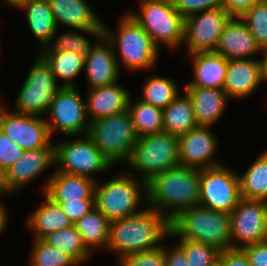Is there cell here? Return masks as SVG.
<instances>
[{
	"mask_svg": "<svg viewBox=\"0 0 267 266\" xmlns=\"http://www.w3.org/2000/svg\"><path fill=\"white\" fill-rule=\"evenodd\" d=\"M200 170L177 166L146 182V206L169 221L182 210L199 205Z\"/></svg>",
	"mask_w": 267,
	"mask_h": 266,
	"instance_id": "1",
	"label": "cell"
},
{
	"mask_svg": "<svg viewBox=\"0 0 267 266\" xmlns=\"http://www.w3.org/2000/svg\"><path fill=\"white\" fill-rule=\"evenodd\" d=\"M170 236V221L145 206L138 214L110 222L107 249L117 260L138 252L149 251L164 244Z\"/></svg>",
	"mask_w": 267,
	"mask_h": 266,
	"instance_id": "2",
	"label": "cell"
},
{
	"mask_svg": "<svg viewBox=\"0 0 267 266\" xmlns=\"http://www.w3.org/2000/svg\"><path fill=\"white\" fill-rule=\"evenodd\" d=\"M117 26L116 30L109 29L103 21L102 33L112 44L120 70L121 66L136 73L153 69L160 54L150 35L128 12L120 17Z\"/></svg>",
	"mask_w": 267,
	"mask_h": 266,
	"instance_id": "3",
	"label": "cell"
},
{
	"mask_svg": "<svg viewBox=\"0 0 267 266\" xmlns=\"http://www.w3.org/2000/svg\"><path fill=\"white\" fill-rule=\"evenodd\" d=\"M202 242L222 251L231 248L230 213L197 205L170 221V236Z\"/></svg>",
	"mask_w": 267,
	"mask_h": 266,
	"instance_id": "4",
	"label": "cell"
},
{
	"mask_svg": "<svg viewBox=\"0 0 267 266\" xmlns=\"http://www.w3.org/2000/svg\"><path fill=\"white\" fill-rule=\"evenodd\" d=\"M125 171L95 184L94 205L110 222L138 214L143 210L138 207L147 204L146 182Z\"/></svg>",
	"mask_w": 267,
	"mask_h": 266,
	"instance_id": "5",
	"label": "cell"
},
{
	"mask_svg": "<svg viewBox=\"0 0 267 266\" xmlns=\"http://www.w3.org/2000/svg\"><path fill=\"white\" fill-rule=\"evenodd\" d=\"M139 13L127 11L150 35L153 43L169 50L181 48L184 43L185 19L175 9L172 0H140Z\"/></svg>",
	"mask_w": 267,
	"mask_h": 266,
	"instance_id": "6",
	"label": "cell"
},
{
	"mask_svg": "<svg viewBox=\"0 0 267 266\" xmlns=\"http://www.w3.org/2000/svg\"><path fill=\"white\" fill-rule=\"evenodd\" d=\"M139 179L147 182L152 176L176 168L179 163L178 136L159 132L138 137L129 160L125 163Z\"/></svg>",
	"mask_w": 267,
	"mask_h": 266,
	"instance_id": "7",
	"label": "cell"
},
{
	"mask_svg": "<svg viewBox=\"0 0 267 266\" xmlns=\"http://www.w3.org/2000/svg\"><path fill=\"white\" fill-rule=\"evenodd\" d=\"M86 135L113 166L129 160L138 140L128 110L91 121Z\"/></svg>",
	"mask_w": 267,
	"mask_h": 266,
	"instance_id": "8",
	"label": "cell"
},
{
	"mask_svg": "<svg viewBox=\"0 0 267 266\" xmlns=\"http://www.w3.org/2000/svg\"><path fill=\"white\" fill-rule=\"evenodd\" d=\"M36 59L28 71L11 110L20 114L44 117L49 110L50 102L61 86L45 59L40 54Z\"/></svg>",
	"mask_w": 267,
	"mask_h": 266,
	"instance_id": "9",
	"label": "cell"
},
{
	"mask_svg": "<svg viewBox=\"0 0 267 266\" xmlns=\"http://www.w3.org/2000/svg\"><path fill=\"white\" fill-rule=\"evenodd\" d=\"M67 137H75L76 140L54 143L55 166H59L55 170L96 179L95 174L106 173L114 167L87 135L78 136L80 139L77 136Z\"/></svg>",
	"mask_w": 267,
	"mask_h": 266,
	"instance_id": "10",
	"label": "cell"
},
{
	"mask_svg": "<svg viewBox=\"0 0 267 266\" xmlns=\"http://www.w3.org/2000/svg\"><path fill=\"white\" fill-rule=\"evenodd\" d=\"M49 119L45 118L51 137L54 132L65 136L86 135L90 121L86 101L78 87H61L50 102Z\"/></svg>",
	"mask_w": 267,
	"mask_h": 266,
	"instance_id": "11",
	"label": "cell"
},
{
	"mask_svg": "<svg viewBox=\"0 0 267 266\" xmlns=\"http://www.w3.org/2000/svg\"><path fill=\"white\" fill-rule=\"evenodd\" d=\"M226 166L200 170V206L231 213L241 200L238 173Z\"/></svg>",
	"mask_w": 267,
	"mask_h": 266,
	"instance_id": "12",
	"label": "cell"
},
{
	"mask_svg": "<svg viewBox=\"0 0 267 266\" xmlns=\"http://www.w3.org/2000/svg\"><path fill=\"white\" fill-rule=\"evenodd\" d=\"M230 225L231 248L267 241V201L242 197L230 213Z\"/></svg>",
	"mask_w": 267,
	"mask_h": 266,
	"instance_id": "13",
	"label": "cell"
},
{
	"mask_svg": "<svg viewBox=\"0 0 267 266\" xmlns=\"http://www.w3.org/2000/svg\"><path fill=\"white\" fill-rule=\"evenodd\" d=\"M45 118L20 114L4 105L0 109V130L25 151L44 148L52 139Z\"/></svg>",
	"mask_w": 267,
	"mask_h": 266,
	"instance_id": "14",
	"label": "cell"
},
{
	"mask_svg": "<svg viewBox=\"0 0 267 266\" xmlns=\"http://www.w3.org/2000/svg\"><path fill=\"white\" fill-rule=\"evenodd\" d=\"M54 143L40 149L26 150L0 178V194H17L40 174H44L46 169L55 168Z\"/></svg>",
	"mask_w": 267,
	"mask_h": 266,
	"instance_id": "15",
	"label": "cell"
},
{
	"mask_svg": "<svg viewBox=\"0 0 267 266\" xmlns=\"http://www.w3.org/2000/svg\"><path fill=\"white\" fill-rule=\"evenodd\" d=\"M230 17L222 7H218L186 18L183 42L187 46L186 54L215 51L223 27Z\"/></svg>",
	"mask_w": 267,
	"mask_h": 266,
	"instance_id": "16",
	"label": "cell"
},
{
	"mask_svg": "<svg viewBox=\"0 0 267 266\" xmlns=\"http://www.w3.org/2000/svg\"><path fill=\"white\" fill-rule=\"evenodd\" d=\"M209 126H196L178 137L180 166L206 169L221 165L215 158L218 139Z\"/></svg>",
	"mask_w": 267,
	"mask_h": 266,
	"instance_id": "17",
	"label": "cell"
},
{
	"mask_svg": "<svg viewBox=\"0 0 267 266\" xmlns=\"http://www.w3.org/2000/svg\"><path fill=\"white\" fill-rule=\"evenodd\" d=\"M96 40L85 57L84 72L88 89L112 85L121 76L110 41L103 33Z\"/></svg>",
	"mask_w": 267,
	"mask_h": 266,
	"instance_id": "18",
	"label": "cell"
},
{
	"mask_svg": "<svg viewBox=\"0 0 267 266\" xmlns=\"http://www.w3.org/2000/svg\"><path fill=\"white\" fill-rule=\"evenodd\" d=\"M215 52L227 60L254 59L252 56L255 54H262L254 36L239 16H231L226 22Z\"/></svg>",
	"mask_w": 267,
	"mask_h": 266,
	"instance_id": "19",
	"label": "cell"
},
{
	"mask_svg": "<svg viewBox=\"0 0 267 266\" xmlns=\"http://www.w3.org/2000/svg\"><path fill=\"white\" fill-rule=\"evenodd\" d=\"M263 83L260 59L228 60L223 89L230 98L246 99Z\"/></svg>",
	"mask_w": 267,
	"mask_h": 266,
	"instance_id": "20",
	"label": "cell"
},
{
	"mask_svg": "<svg viewBox=\"0 0 267 266\" xmlns=\"http://www.w3.org/2000/svg\"><path fill=\"white\" fill-rule=\"evenodd\" d=\"M95 179L54 170L42 185V193L52 201L94 199Z\"/></svg>",
	"mask_w": 267,
	"mask_h": 266,
	"instance_id": "21",
	"label": "cell"
},
{
	"mask_svg": "<svg viewBox=\"0 0 267 266\" xmlns=\"http://www.w3.org/2000/svg\"><path fill=\"white\" fill-rule=\"evenodd\" d=\"M119 83L87 90L86 112L90 122L127 110L131 92Z\"/></svg>",
	"mask_w": 267,
	"mask_h": 266,
	"instance_id": "22",
	"label": "cell"
},
{
	"mask_svg": "<svg viewBox=\"0 0 267 266\" xmlns=\"http://www.w3.org/2000/svg\"><path fill=\"white\" fill-rule=\"evenodd\" d=\"M192 103L198 126H214L224 115L229 97L223 88L184 87Z\"/></svg>",
	"mask_w": 267,
	"mask_h": 266,
	"instance_id": "23",
	"label": "cell"
},
{
	"mask_svg": "<svg viewBox=\"0 0 267 266\" xmlns=\"http://www.w3.org/2000/svg\"><path fill=\"white\" fill-rule=\"evenodd\" d=\"M191 58L193 79L184 87L223 88L228 60L215 51L186 54Z\"/></svg>",
	"mask_w": 267,
	"mask_h": 266,
	"instance_id": "24",
	"label": "cell"
},
{
	"mask_svg": "<svg viewBox=\"0 0 267 266\" xmlns=\"http://www.w3.org/2000/svg\"><path fill=\"white\" fill-rule=\"evenodd\" d=\"M57 28L69 26L83 29H103L100 19L86 0H49Z\"/></svg>",
	"mask_w": 267,
	"mask_h": 266,
	"instance_id": "25",
	"label": "cell"
},
{
	"mask_svg": "<svg viewBox=\"0 0 267 266\" xmlns=\"http://www.w3.org/2000/svg\"><path fill=\"white\" fill-rule=\"evenodd\" d=\"M18 9L26 11L28 27L41 49L49 46L58 32L49 0H26Z\"/></svg>",
	"mask_w": 267,
	"mask_h": 266,
	"instance_id": "26",
	"label": "cell"
},
{
	"mask_svg": "<svg viewBox=\"0 0 267 266\" xmlns=\"http://www.w3.org/2000/svg\"><path fill=\"white\" fill-rule=\"evenodd\" d=\"M44 202L32 211L27 220V226L32 230L33 239H42L48 233L68 228L72 224L62 207L52 201L44 193Z\"/></svg>",
	"mask_w": 267,
	"mask_h": 266,
	"instance_id": "27",
	"label": "cell"
},
{
	"mask_svg": "<svg viewBox=\"0 0 267 266\" xmlns=\"http://www.w3.org/2000/svg\"><path fill=\"white\" fill-rule=\"evenodd\" d=\"M39 54L50 65L51 71L61 87H76L74 79L83 73L82 70L84 71V55L61 50H41ZM58 80L62 81L59 83Z\"/></svg>",
	"mask_w": 267,
	"mask_h": 266,
	"instance_id": "28",
	"label": "cell"
},
{
	"mask_svg": "<svg viewBox=\"0 0 267 266\" xmlns=\"http://www.w3.org/2000/svg\"><path fill=\"white\" fill-rule=\"evenodd\" d=\"M163 131L175 136H181L197 126L194 111L189 96L179 93L178 96L162 109Z\"/></svg>",
	"mask_w": 267,
	"mask_h": 266,
	"instance_id": "29",
	"label": "cell"
},
{
	"mask_svg": "<svg viewBox=\"0 0 267 266\" xmlns=\"http://www.w3.org/2000/svg\"><path fill=\"white\" fill-rule=\"evenodd\" d=\"M74 225L92 253L96 248L107 249L110 221L96 207L83 215Z\"/></svg>",
	"mask_w": 267,
	"mask_h": 266,
	"instance_id": "30",
	"label": "cell"
},
{
	"mask_svg": "<svg viewBox=\"0 0 267 266\" xmlns=\"http://www.w3.org/2000/svg\"><path fill=\"white\" fill-rule=\"evenodd\" d=\"M238 177L243 198L267 201V150Z\"/></svg>",
	"mask_w": 267,
	"mask_h": 266,
	"instance_id": "31",
	"label": "cell"
},
{
	"mask_svg": "<svg viewBox=\"0 0 267 266\" xmlns=\"http://www.w3.org/2000/svg\"><path fill=\"white\" fill-rule=\"evenodd\" d=\"M138 137L163 132L162 109L130 96L127 108Z\"/></svg>",
	"mask_w": 267,
	"mask_h": 266,
	"instance_id": "32",
	"label": "cell"
},
{
	"mask_svg": "<svg viewBox=\"0 0 267 266\" xmlns=\"http://www.w3.org/2000/svg\"><path fill=\"white\" fill-rule=\"evenodd\" d=\"M48 245L69 254L78 264L86 263L92 252L86 247L75 225L48 233L42 238Z\"/></svg>",
	"mask_w": 267,
	"mask_h": 266,
	"instance_id": "33",
	"label": "cell"
},
{
	"mask_svg": "<svg viewBox=\"0 0 267 266\" xmlns=\"http://www.w3.org/2000/svg\"><path fill=\"white\" fill-rule=\"evenodd\" d=\"M177 83L170 77L150 75L142 86V101L161 109L166 108L180 93Z\"/></svg>",
	"mask_w": 267,
	"mask_h": 266,
	"instance_id": "34",
	"label": "cell"
},
{
	"mask_svg": "<svg viewBox=\"0 0 267 266\" xmlns=\"http://www.w3.org/2000/svg\"><path fill=\"white\" fill-rule=\"evenodd\" d=\"M80 31L81 33L85 32V34H90L96 39L102 34V29L73 28L72 30H68V32L66 31L63 34L59 35L58 38H56L55 36L53 42L49 46H46L39 50H61L76 52L86 57L91 45L94 42H91L89 39H87V37H85L81 33H78Z\"/></svg>",
	"mask_w": 267,
	"mask_h": 266,
	"instance_id": "35",
	"label": "cell"
},
{
	"mask_svg": "<svg viewBox=\"0 0 267 266\" xmlns=\"http://www.w3.org/2000/svg\"><path fill=\"white\" fill-rule=\"evenodd\" d=\"M28 266H77L69 254L48 245L42 239H33Z\"/></svg>",
	"mask_w": 267,
	"mask_h": 266,
	"instance_id": "36",
	"label": "cell"
},
{
	"mask_svg": "<svg viewBox=\"0 0 267 266\" xmlns=\"http://www.w3.org/2000/svg\"><path fill=\"white\" fill-rule=\"evenodd\" d=\"M239 17L247 25L261 50L267 49V0L256 2Z\"/></svg>",
	"mask_w": 267,
	"mask_h": 266,
	"instance_id": "37",
	"label": "cell"
},
{
	"mask_svg": "<svg viewBox=\"0 0 267 266\" xmlns=\"http://www.w3.org/2000/svg\"><path fill=\"white\" fill-rule=\"evenodd\" d=\"M178 244L185 252L189 266H214L218 263L220 250L213 245L185 239H180Z\"/></svg>",
	"mask_w": 267,
	"mask_h": 266,
	"instance_id": "38",
	"label": "cell"
},
{
	"mask_svg": "<svg viewBox=\"0 0 267 266\" xmlns=\"http://www.w3.org/2000/svg\"><path fill=\"white\" fill-rule=\"evenodd\" d=\"M116 266H166L164 249L159 246L155 249L132 253L117 260Z\"/></svg>",
	"mask_w": 267,
	"mask_h": 266,
	"instance_id": "39",
	"label": "cell"
},
{
	"mask_svg": "<svg viewBox=\"0 0 267 266\" xmlns=\"http://www.w3.org/2000/svg\"><path fill=\"white\" fill-rule=\"evenodd\" d=\"M24 152L25 150L0 130V178Z\"/></svg>",
	"mask_w": 267,
	"mask_h": 266,
	"instance_id": "40",
	"label": "cell"
},
{
	"mask_svg": "<svg viewBox=\"0 0 267 266\" xmlns=\"http://www.w3.org/2000/svg\"><path fill=\"white\" fill-rule=\"evenodd\" d=\"M172 2L184 19L205 10L222 7L221 0H172Z\"/></svg>",
	"mask_w": 267,
	"mask_h": 266,
	"instance_id": "41",
	"label": "cell"
},
{
	"mask_svg": "<svg viewBox=\"0 0 267 266\" xmlns=\"http://www.w3.org/2000/svg\"><path fill=\"white\" fill-rule=\"evenodd\" d=\"M58 203L63 212H65L69 220L74 224L83 215L88 213L94 205V199H79V200H67V201H54Z\"/></svg>",
	"mask_w": 267,
	"mask_h": 266,
	"instance_id": "42",
	"label": "cell"
},
{
	"mask_svg": "<svg viewBox=\"0 0 267 266\" xmlns=\"http://www.w3.org/2000/svg\"><path fill=\"white\" fill-rule=\"evenodd\" d=\"M218 263L221 266H251L245 252L235 248L220 251Z\"/></svg>",
	"mask_w": 267,
	"mask_h": 266,
	"instance_id": "43",
	"label": "cell"
},
{
	"mask_svg": "<svg viewBox=\"0 0 267 266\" xmlns=\"http://www.w3.org/2000/svg\"><path fill=\"white\" fill-rule=\"evenodd\" d=\"M251 266H267V241L242 248Z\"/></svg>",
	"mask_w": 267,
	"mask_h": 266,
	"instance_id": "44",
	"label": "cell"
},
{
	"mask_svg": "<svg viewBox=\"0 0 267 266\" xmlns=\"http://www.w3.org/2000/svg\"><path fill=\"white\" fill-rule=\"evenodd\" d=\"M162 247L166 266H189L185 252L178 243L170 246V248H166L163 244Z\"/></svg>",
	"mask_w": 267,
	"mask_h": 266,
	"instance_id": "45",
	"label": "cell"
},
{
	"mask_svg": "<svg viewBox=\"0 0 267 266\" xmlns=\"http://www.w3.org/2000/svg\"><path fill=\"white\" fill-rule=\"evenodd\" d=\"M261 0H221L222 8L231 16H240Z\"/></svg>",
	"mask_w": 267,
	"mask_h": 266,
	"instance_id": "46",
	"label": "cell"
},
{
	"mask_svg": "<svg viewBox=\"0 0 267 266\" xmlns=\"http://www.w3.org/2000/svg\"><path fill=\"white\" fill-rule=\"evenodd\" d=\"M5 206L6 205L3 204L2 200H0V236L3 235V232H5L4 230L6 229L8 224V214H10V212H8V207Z\"/></svg>",
	"mask_w": 267,
	"mask_h": 266,
	"instance_id": "47",
	"label": "cell"
},
{
	"mask_svg": "<svg viewBox=\"0 0 267 266\" xmlns=\"http://www.w3.org/2000/svg\"><path fill=\"white\" fill-rule=\"evenodd\" d=\"M261 61L262 81L267 82V49L262 50Z\"/></svg>",
	"mask_w": 267,
	"mask_h": 266,
	"instance_id": "48",
	"label": "cell"
},
{
	"mask_svg": "<svg viewBox=\"0 0 267 266\" xmlns=\"http://www.w3.org/2000/svg\"><path fill=\"white\" fill-rule=\"evenodd\" d=\"M12 7L18 8L26 0H4Z\"/></svg>",
	"mask_w": 267,
	"mask_h": 266,
	"instance_id": "49",
	"label": "cell"
},
{
	"mask_svg": "<svg viewBox=\"0 0 267 266\" xmlns=\"http://www.w3.org/2000/svg\"><path fill=\"white\" fill-rule=\"evenodd\" d=\"M4 106V104L2 102H0V109Z\"/></svg>",
	"mask_w": 267,
	"mask_h": 266,
	"instance_id": "50",
	"label": "cell"
}]
</instances>
